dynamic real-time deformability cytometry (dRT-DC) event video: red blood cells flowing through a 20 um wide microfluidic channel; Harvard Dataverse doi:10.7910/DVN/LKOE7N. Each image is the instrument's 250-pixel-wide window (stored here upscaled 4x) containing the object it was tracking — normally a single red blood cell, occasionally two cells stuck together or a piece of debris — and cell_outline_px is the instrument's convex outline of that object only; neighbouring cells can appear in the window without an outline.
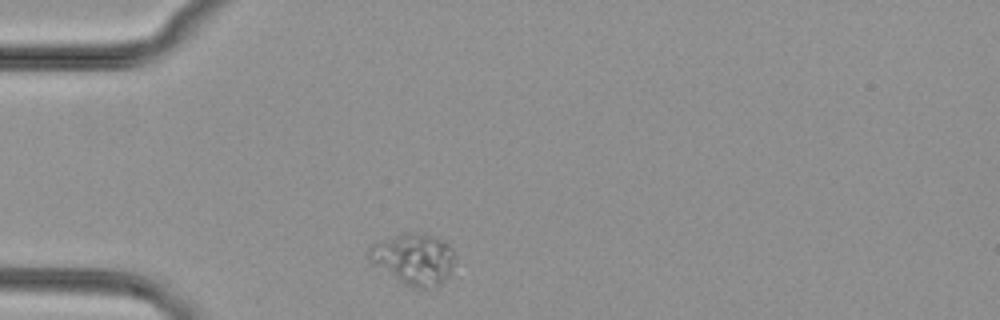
{"species": "common noctule bat (a hibernating species)", "species_latin": "Nyctalus noctula", "temperature_condition": "cold", "stored_images_in_passage": 40, "camera_frame_rate_fps": 3000, "um_per_image_px": 0.085, "animal": {"sex": "female", "body_mass_g": 29.2, "forearm_length_mm": 56.3}, "frame": {"image": 1, "passage_image": 1, "time_ms": 0.0, "image_size_px": [1000, 320], "cell_outline_px": [[452, 268], [448, 276], [440, 284], [432, 288], [412, 288], [404, 284], [372, 264], [368, 260], [368, 248], [372, 244], [380, 240], [408, 232], [424, 232], [436, 236], [444, 240], [452, 248]], "centroid_in_image_um": [35.14, 22.0], "position_along_channel_um": 49.9, "area_um2": 25.84}}
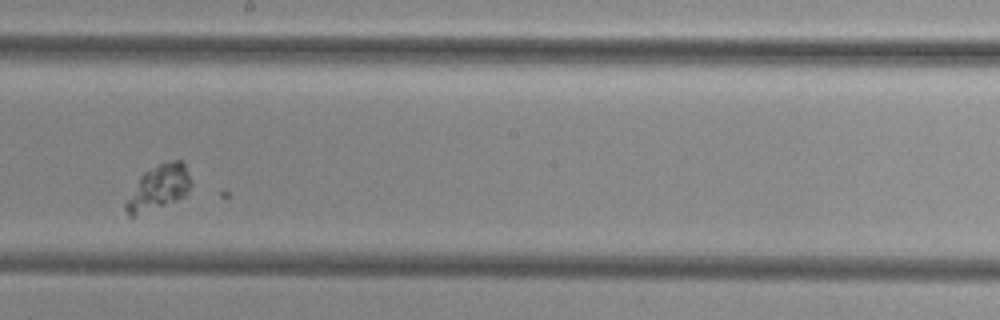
{"frame": {"image": 2, "passage_image": 17, "time_ms": 5.333, "image_size_px": [1000, 320], "cell_outline_px": [[192, 184], [188, 192], [184, 196], [176, 200], [136, 216], [128, 216], [124, 208], [124, 204], [140, 176], [144, 172], [164, 160], [180, 160], [184, 164], [192, 180]], "centroid_in_image_um": [13.48, 15.93], "position_along_channel_um": 234.7, "area_um2": 17.11}}
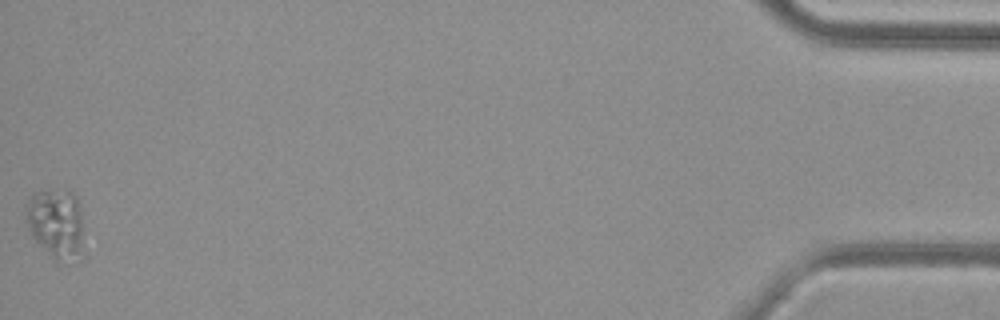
{"frame": {"image": 3, "passage_image": 40, "time_ms": 13.0, "image_size_px": [1000, 320], "cell_outline_px": [[84, 260], [76, 264], [60, 264], [32, 236], [24, 220], [24, 208], [32, 192], [48, 188], [68, 188], [76, 196], [80, 204], [84, 256]], "centroid_in_image_um": [4.8, 19.01], "position_along_channel_um": 430.4, "area_um2": 25.2}}